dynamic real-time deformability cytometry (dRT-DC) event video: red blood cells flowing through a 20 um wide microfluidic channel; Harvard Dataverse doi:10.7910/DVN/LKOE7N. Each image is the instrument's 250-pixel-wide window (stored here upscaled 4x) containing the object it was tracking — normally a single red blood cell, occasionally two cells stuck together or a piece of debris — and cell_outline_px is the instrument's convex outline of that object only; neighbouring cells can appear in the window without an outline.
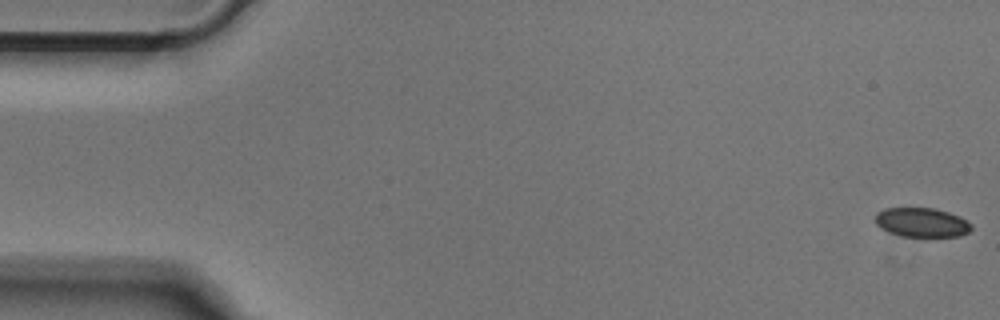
{"species": "Egyptian fruit bat (a non-hibernating species)", "species_latin": "Rousettus aegyptiacus", "temperature_condition": "cold", "stored_images_in_passage": 51, "camera_frame_rate_fps": 3000, "um_per_image_px": 0.085, "animal": {"sex": "male"}, "frame": {"image": 1, "passage_image": 1, "time_ms": 0.0, "image_size_px": [1000, 320], "cell_outline_px": [[972, 228], [968, 232], [960, 236], [928, 240], [900, 236], [888, 232], [880, 228], [876, 224], [876, 212], [884, 208], [936, 208], [960, 216], [968, 220], [972, 224]], "centroid_in_image_um": [78.39, 18.96], "position_along_channel_um": 6.6, "area_um2": 17.4}}
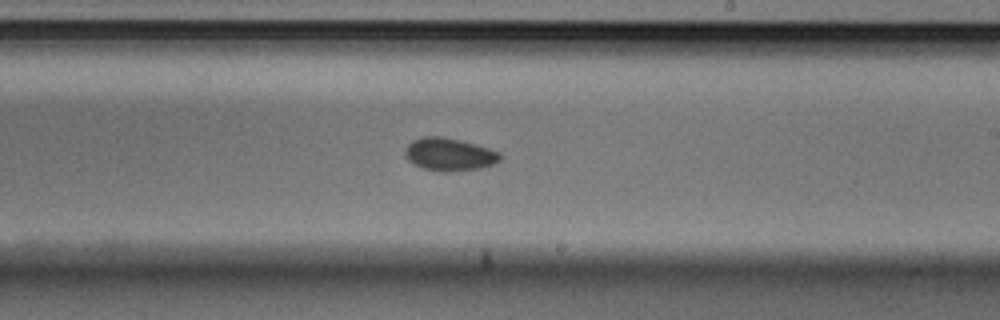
{"frame": {"image": 2, "passage_image": 30, "time_ms": 9.667, "image_size_px": [1000, 320], "cell_outline_px": [[500, 160], [496, 164], [480, 168], [448, 172], [440, 172], [424, 168], [408, 160], [404, 152], [408, 144], [412, 140], [424, 136], [440, 136], [460, 140], [476, 144], [500, 152]], "centroid_in_image_um": [38.2, 13.12], "position_along_channel_um": 250.8, "area_um2": 18.15}}
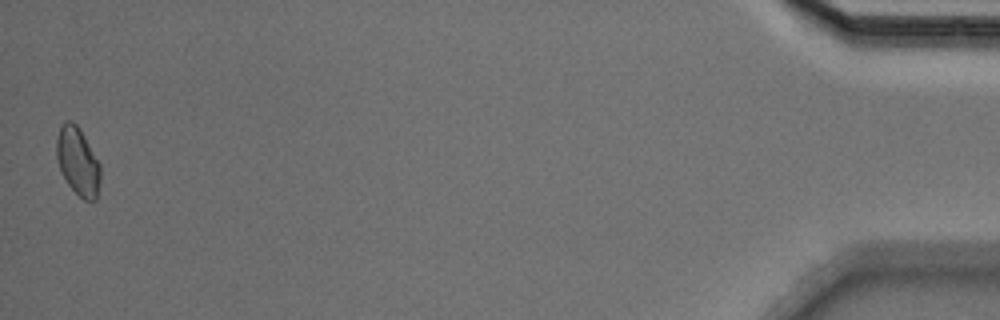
{"frame": {"image": 3, "passage_image": 51, "time_ms": 16.667, "image_size_px": [1000, 320], "cell_outline_px": [[100, 180], [96, 200], [84, 200], [68, 184], [60, 168], [56, 156], [56, 140], [60, 128], [64, 120], [72, 120], [80, 128], [100, 164]], "centroid_in_image_um": [6.62, 13.68], "position_along_channel_um": 428.6, "area_um2": 17.22}}